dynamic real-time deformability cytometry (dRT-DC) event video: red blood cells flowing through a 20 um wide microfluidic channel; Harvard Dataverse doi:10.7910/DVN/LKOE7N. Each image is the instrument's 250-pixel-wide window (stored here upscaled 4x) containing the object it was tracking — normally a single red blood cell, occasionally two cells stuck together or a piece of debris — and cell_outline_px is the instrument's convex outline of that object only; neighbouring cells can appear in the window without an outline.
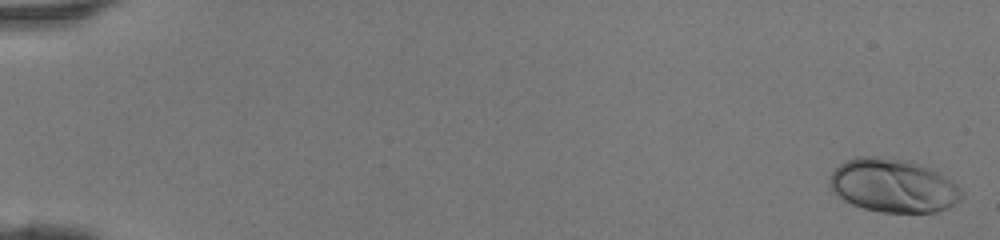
{"species": "human", "species_latin": "Homo sapiens", "temperature_condition": "room temperature", "stored_images_in_passage": 46, "camera_frame_rate_fps": 3000, "um_per_image_px": 0.085, "donor": {"sex": "female"}, "frame": {"image": 1, "passage_image": 1, "time_ms": 0.0, "image_size_px": [1000, 240], "cell_outline_px": [[964, 196], [948, 208], [936, 212], [884, 212], [864, 208], [852, 204], [844, 200], [832, 192], [828, 184], [832, 172], [840, 164], [856, 156], [876, 156], [908, 160], [936, 172], [944, 176], [956, 184], [964, 192]], "centroid_in_image_um": [75.9, 15.78], "position_along_channel_um": 9.1, "area_um2": 40.98}}
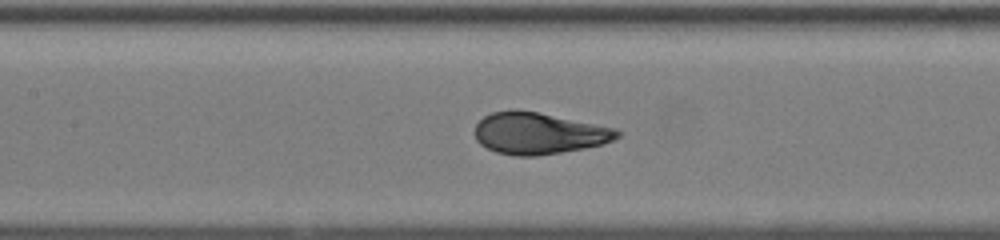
{"frame": {"image": 2, "passage_image": 23, "time_ms": 7.333, "image_size_px": [1000, 240], "cell_outline_px": [[620, 136], [612, 140], [600, 144], [584, 148], [536, 156], [516, 156], [496, 152], [480, 144], [476, 140], [476, 124], [484, 116], [492, 112], [512, 108], [536, 112], [616, 128], [620, 132]], "centroid_in_image_um": [45.75, 11.32], "position_along_channel_um": 161.6, "area_um2": 34.28}}
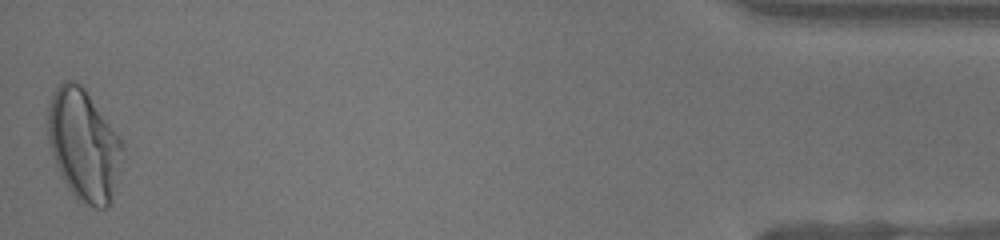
{"frame": {"image": 3, "passage_image": 46, "time_ms": 15.0, "image_size_px": [1000, 240], "cell_outline_px": [[124, 148], [112, 204], [108, 208], [96, 208], [76, 200], [68, 188], [56, 168], [48, 144], [48, 100], [56, 88], [64, 80], [72, 80], [80, 84], [84, 88], [120, 136], [124, 144]], "centroid_in_image_um": [7.12, 12.35], "position_along_channel_um": 428.1, "area_um2": 49.07}}